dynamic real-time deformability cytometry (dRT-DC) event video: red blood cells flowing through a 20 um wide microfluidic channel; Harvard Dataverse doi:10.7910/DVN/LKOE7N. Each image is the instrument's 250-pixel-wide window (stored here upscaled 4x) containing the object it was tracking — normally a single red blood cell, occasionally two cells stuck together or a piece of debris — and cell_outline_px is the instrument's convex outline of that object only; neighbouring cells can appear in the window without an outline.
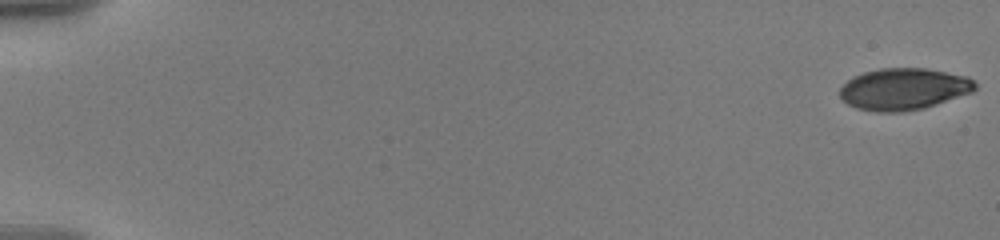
{"species": "human", "species_latin": "Homo sapiens", "temperature_condition": "warm", "stored_images_in_passage": 52, "camera_frame_rate_fps": 3000, "um_per_image_px": 0.085, "donor": {"sex": "male"}, "frame": {"image": 1, "passage_image": 1, "time_ms": 0.0, "image_size_px": [1000, 240], "cell_outline_px": [[976, 88], [972, 92], [924, 108], [900, 112], [876, 112], [856, 108], [848, 104], [840, 96], [840, 88], [852, 76], [864, 72], [880, 68], [924, 68], [968, 76], [976, 84]], "centroid_in_image_um": [76.8, 7.57], "position_along_channel_um": 8.2, "area_um2": 32.83}}
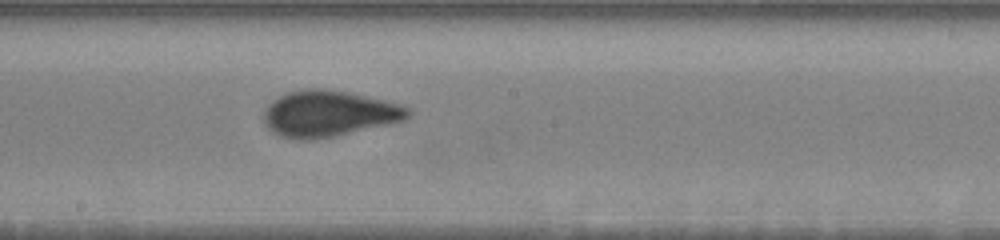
{"frame": {"image": 2, "passage_image": 30, "time_ms": 11.0, "image_size_px": [1000, 240], "cell_outline_px": [[412, 112], [404, 120], [336, 136], [312, 140], [300, 140], [280, 136], [272, 132], [264, 124], [264, 108], [272, 100], [288, 92], [308, 88], [324, 88], [348, 92], [384, 100], [408, 108]], "centroid_in_image_um": [27.89, 9.66], "position_along_channel_um": 220.3, "area_um2": 38.67}}
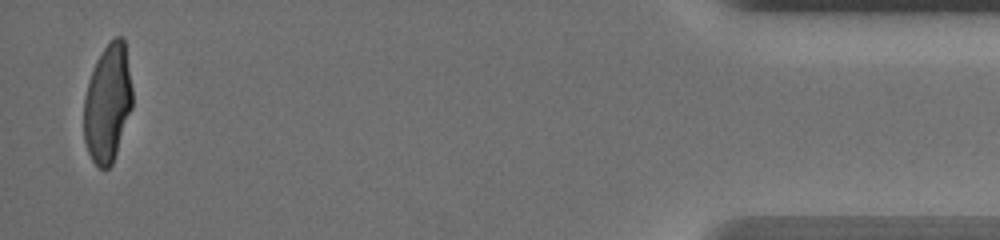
{"frame": {"image": 3, "passage_image": 52, "time_ms": 18.667, "image_size_px": [1000, 240], "cell_outline_px": [[132, 108], [112, 164], [108, 168], [100, 168], [92, 160], [88, 152], [84, 140], [84, 96], [96, 60], [104, 48], [116, 36], [120, 36], [124, 40], [132, 88]], "centroid_in_image_um": [9.15, 8.79], "position_along_channel_um": 426.1, "area_um2": 33.0}, "authors_computed_cell_mechanics": {"area_um2": 35.6048, "velocity_mm_per_s": 3.6007, "shape_relaxation_time_tau1_ms": 5.9769, "shape_relaxation_time_tau2_ms": null, "deformation_change_tau1": 0.214, "deformation_change_tau2": null}}